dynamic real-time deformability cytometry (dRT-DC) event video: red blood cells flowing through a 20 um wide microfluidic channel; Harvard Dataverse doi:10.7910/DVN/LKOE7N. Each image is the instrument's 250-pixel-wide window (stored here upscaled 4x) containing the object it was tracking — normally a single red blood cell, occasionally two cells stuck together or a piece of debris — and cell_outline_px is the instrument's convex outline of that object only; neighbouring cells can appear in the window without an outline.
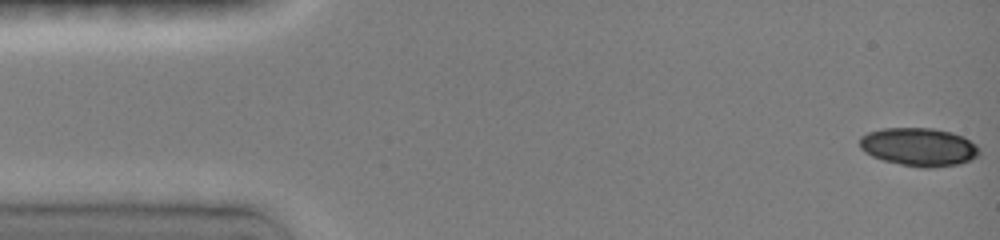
{"species": "common noctule bat (a hibernating species)", "species_latin": "Nyctalus noctula", "temperature_condition": "room temperature", "stored_images_in_passage": 19, "camera_frame_rate_fps": 3000, "um_per_image_px": 0.085, "animal": {"sex": "female", "body_mass_g": 19.0, "forearm_length_mm": 51.5}, "frame": {"image": 1, "passage_image": 1, "time_ms": 0.0, "image_size_px": [1000, 240], "cell_outline_px": [[980, 156], [960, 164], [932, 168], [924, 168], [900, 164], [884, 160], [872, 156], [864, 152], [860, 148], [860, 136], [868, 132], [884, 128], [932, 128], [952, 132], [964, 136], [976, 144], [980, 148]], "centroid_in_image_um": [78.14, 12.49], "position_along_channel_um": 6.9, "area_um2": 26.93}}
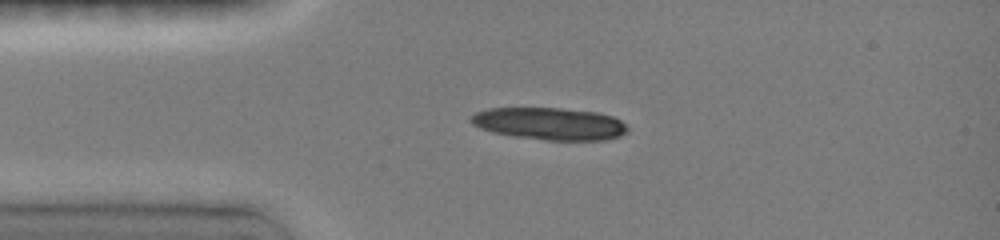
{"frame": {"image": 2, "passage_image": 10, "time_ms": 3.333, "image_size_px": [1000, 240], "cell_outline_px": [[628, 132], [620, 136], [604, 140], [548, 140], [512, 136], [480, 128], [472, 124], [468, 120], [476, 112], [488, 108], [560, 108], [596, 112], [612, 116], [620, 120], [628, 128]], "centroid_in_image_um": [46.72, 10.51], "position_along_channel_um": 38.3, "area_um2": 29.36}}